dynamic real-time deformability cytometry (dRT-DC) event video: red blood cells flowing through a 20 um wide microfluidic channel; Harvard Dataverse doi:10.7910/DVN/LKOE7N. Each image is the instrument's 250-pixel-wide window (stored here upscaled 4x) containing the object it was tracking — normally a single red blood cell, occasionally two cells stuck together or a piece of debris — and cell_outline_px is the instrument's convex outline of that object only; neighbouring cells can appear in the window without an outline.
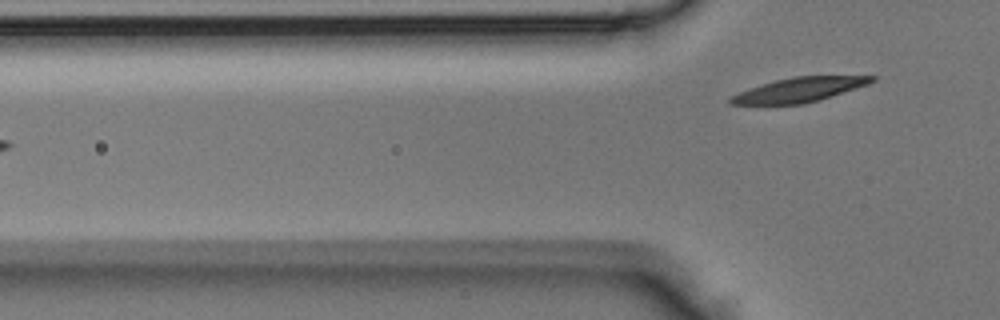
{"species": "Egyptian fruit bat (a non-hibernating species)", "species_latin": "Rousettus aegyptiacus", "temperature_condition": "room temperature", "stored_images_in_passage": 5, "camera_frame_rate_fps": 3000, "um_per_image_px": 0.085, "animal": {"sex": "male"}, "frame": {"image": 1, "passage_image": 5, "time_ms": 1.333, "image_size_px": [1000, 320], "cell_outline_px": [[876, 80], [868, 84], [804, 104], [728, 104], [728, 100], [732, 96], [740, 92], [776, 80], [792, 76], [876, 76]], "centroid_in_image_um": [67.94, 7.62], "position_along_channel_um": 57.9, "area_um2": 19.54}}